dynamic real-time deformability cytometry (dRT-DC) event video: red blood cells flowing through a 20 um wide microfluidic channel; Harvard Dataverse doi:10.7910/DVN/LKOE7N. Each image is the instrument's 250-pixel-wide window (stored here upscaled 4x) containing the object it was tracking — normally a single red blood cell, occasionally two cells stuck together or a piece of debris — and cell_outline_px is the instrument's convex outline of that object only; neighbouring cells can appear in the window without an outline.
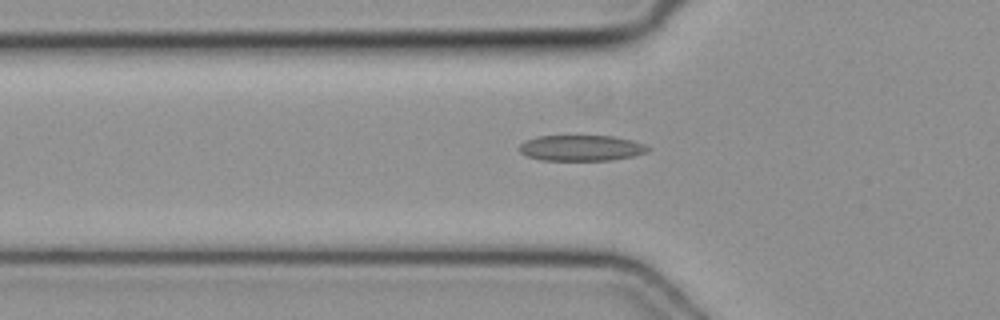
{"species": "common noctule bat (a hibernating species)", "species_latin": "Nyctalus noctula", "temperature_condition": "cold", "stored_images_in_passage": 37, "camera_frame_rate_fps": 3000, "um_per_image_px": 0.085, "animal": {"sex": "female", "body_mass_g": 19.3, "forearm_length_mm": 54.1}, "frame": {"image": 1, "passage_image": 5, "time_ms": 1.333, "image_size_px": [1000, 320], "cell_outline_px": [[652, 148], [648, 152], [632, 156], [612, 160], [540, 160], [528, 156], [520, 152], [520, 144], [536, 136], [612, 136], [632, 140], [644, 144]], "centroid_in_image_um": [49.44, 12.58], "position_along_channel_um": 76.4, "area_um2": 19.25}}
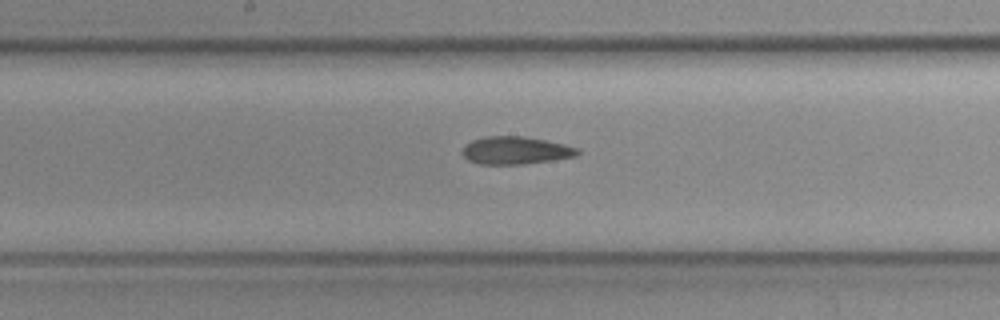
{"frame": {"image": 2, "passage_image": 14, "time_ms": 4.333, "image_size_px": [1000, 320], "cell_outline_px": [[580, 152], [576, 156], [556, 160], [524, 164], [480, 164], [468, 160], [460, 152], [464, 144], [472, 140], [488, 136], [524, 136], [544, 140], [580, 148]], "centroid_in_image_um": [43.81, 12.79], "position_along_channel_um": 204.4, "area_um2": 18.73}}
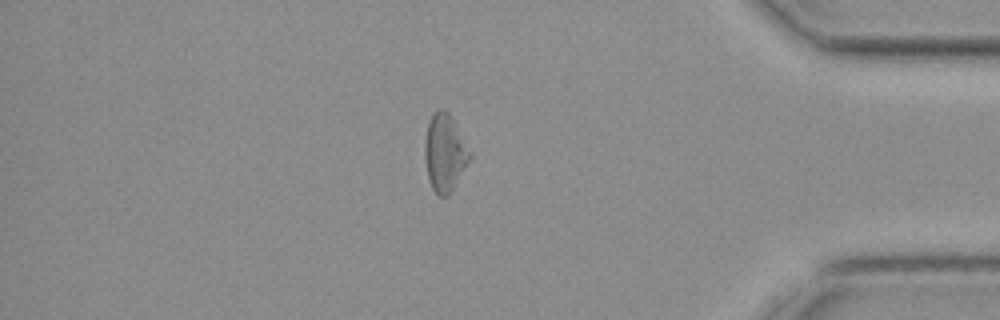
{"frame": {"image": 3, "passage_image": 30, "time_ms": 9.667, "image_size_px": [1000, 320], "cell_outline_px": [[472, 156], [452, 188], [444, 196], [440, 196], [432, 188], [428, 180], [424, 156], [424, 148], [428, 120], [432, 112], [436, 108], [444, 108], [452, 116], [472, 152]], "centroid_in_image_um": [37.79, 12.89], "position_along_channel_um": 397.4, "area_um2": 20.4}}